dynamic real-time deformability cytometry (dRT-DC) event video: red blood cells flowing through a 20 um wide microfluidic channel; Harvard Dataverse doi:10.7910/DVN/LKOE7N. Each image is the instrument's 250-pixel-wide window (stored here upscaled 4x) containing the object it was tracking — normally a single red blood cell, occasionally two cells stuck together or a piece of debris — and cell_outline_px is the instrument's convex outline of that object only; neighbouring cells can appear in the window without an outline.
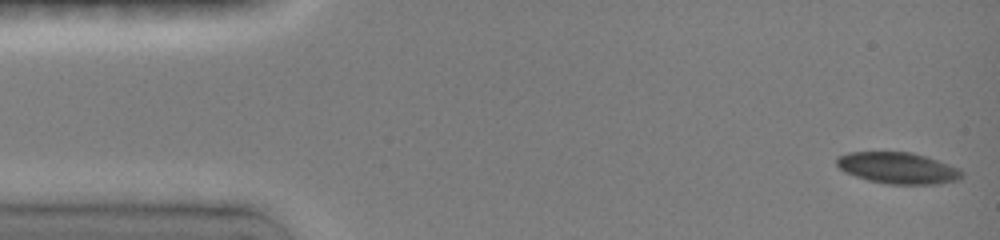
{"species": "common noctule bat (a hibernating species)", "species_latin": "Nyctalus noctula", "temperature_condition": "room temperature", "stored_images_in_passage": 34, "camera_frame_rate_fps": 3000, "um_per_image_px": 0.085, "animal": {"sex": "female", "body_mass_g": 19.0, "forearm_length_mm": 51.5}, "frame": {"image": 1, "passage_image": 1, "time_ms": 0.0, "image_size_px": [1000, 240], "cell_outline_px": [[964, 176], [960, 180], [940, 184], [888, 184], [868, 180], [844, 172], [836, 164], [836, 156], [848, 152], [912, 152], [960, 168], [964, 172]], "centroid_in_image_um": [76.34, 14.29], "position_along_channel_um": 8.7, "area_um2": 23.06}}
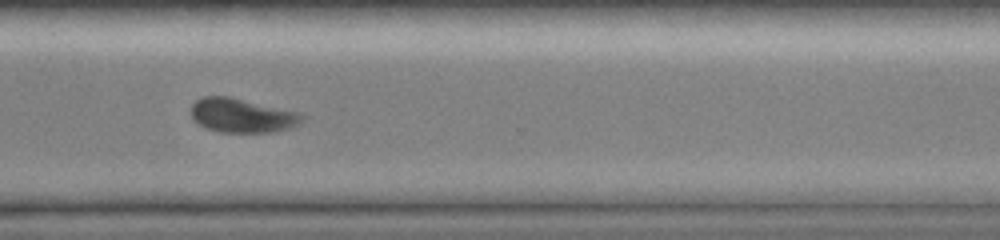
{"frame": {"image": 2, "passage_image": 25, "time_ms": 11.333, "image_size_px": [1000, 240], "cell_outline_px": [[308, 116], [304, 120], [288, 128], [272, 132], [220, 132], [204, 128], [192, 120], [192, 104], [196, 100], [204, 96], [228, 96], [300, 112]], "centroid_in_image_um": [20.57, 9.81], "position_along_channel_um": 350.0, "area_um2": 22.2}}
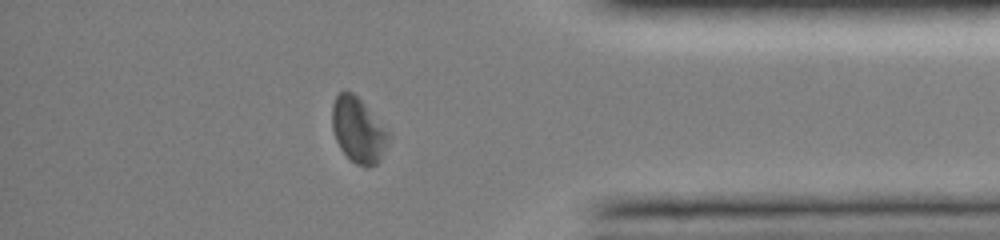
{"frame": {"image": 3, "passage_image": 28, "time_ms": 13.0, "image_size_px": [1000, 240], "cell_outline_px": [[392, 136], [380, 160], [376, 164], [368, 168], [356, 164], [340, 148], [336, 140], [332, 128], [332, 104], [336, 96], [344, 88], [352, 92], [364, 104]], "centroid_in_image_um": [30.45, 11.06], "position_along_channel_um": 404.8, "area_um2": 21.39}, "authors_computed_cell_mechanics": {"area_um2": 23.0044, "velocity_mm_per_s": 4.0153, "shape_relaxation_time_tau1_ms": 5.3233, "shape_relaxation_time_tau2_ms": 8.3233, "deformation_change_tau1": 0.1263, "deformation_change_tau2": 0.1024}}